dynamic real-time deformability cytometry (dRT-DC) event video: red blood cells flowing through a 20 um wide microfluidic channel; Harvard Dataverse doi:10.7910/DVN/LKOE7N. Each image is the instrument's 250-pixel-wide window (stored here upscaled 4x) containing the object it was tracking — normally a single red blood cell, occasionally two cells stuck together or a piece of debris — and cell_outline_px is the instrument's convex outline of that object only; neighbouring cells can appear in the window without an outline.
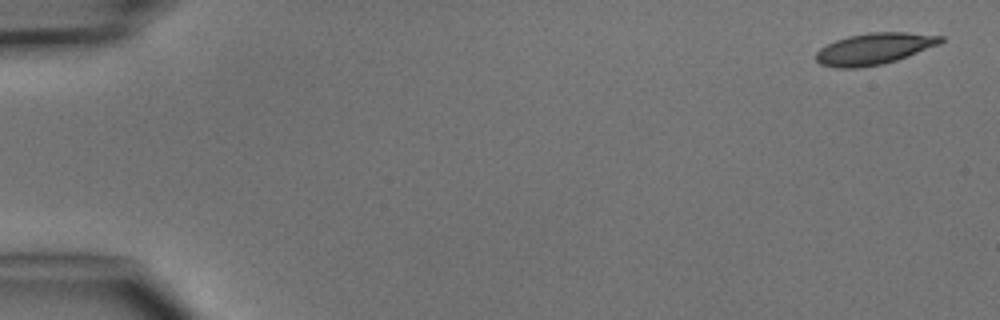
{"species": "common noctule bat (a hibernating species)", "species_latin": "Nyctalus noctula", "temperature_condition": "cold", "stored_images_in_passage": 5, "camera_frame_rate_fps": 3000, "um_per_image_px": 0.085, "animal": {"sex": "male", "body_mass_g": 15.6}, "frame": {"image": 1, "passage_image": 1, "time_ms": 0.0, "image_size_px": [1000, 320], "cell_outline_px": [[944, 40], [940, 44], [908, 56], [884, 64], [856, 68], [836, 68], [820, 64], [816, 60], [816, 52], [820, 48], [836, 40], [848, 36], [868, 32], [908, 32], [944, 36]], "centroid_in_image_um": [74.32, 4.14], "position_along_channel_um": 10.7, "area_um2": 22.95}}
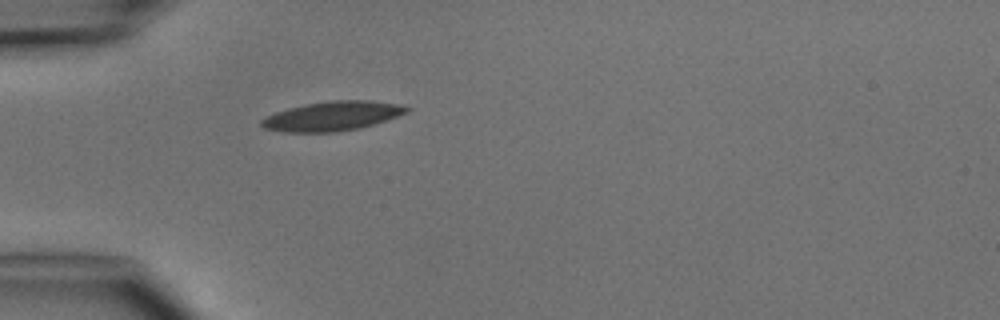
{"frame": {"image": 2, "passage_image": 5, "time_ms": 4.333, "image_size_px": [1000, 320], "cell_outline_px": [[412, 108], [408, 112], [360, 128], [332, 132], [284, 132], [264, 128], [260, 124], [260, 120], [264, 116], [288, 108], [304, 104], [328, 100], [372, 100], [396, 104]], "centroid_in_image_um": [28.2, 9.85], "position_along_channel_um": 56.8, "area_um2": 24.8}}